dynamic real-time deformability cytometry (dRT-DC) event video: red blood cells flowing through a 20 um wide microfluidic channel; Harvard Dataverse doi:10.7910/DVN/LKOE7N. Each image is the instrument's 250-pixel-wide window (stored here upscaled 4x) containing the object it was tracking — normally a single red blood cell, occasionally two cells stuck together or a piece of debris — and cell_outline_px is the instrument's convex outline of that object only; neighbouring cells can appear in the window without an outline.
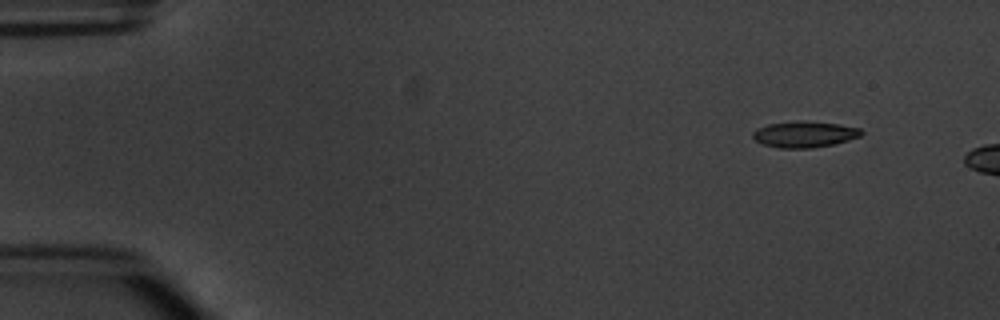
{"species": "common noctule bat (a hibernating species)", "species_latin": "Nyctalus noctula", "temperature_condition": "warm", "stored_images_in_passage": 2, "camera_frame_rate_fps": 3000, "um_per_image_px": 0.085, "animal": {"sex": "male", "body_mass_g": 20.1, "forearm_length_mm": 53.5}, "frame": {"image": 1, "passage_image": 1, "time_ms": 0.0, "image_size_px": [1000, 320], "cell_outline_px": [[864, 132], [860, 136], [848, 140], [832, 144], [812, 148], [780, 148], [764, 144], [756, 140], [752, 136], [752, 132], [756, 128], [768, 124], [800, 120], [804, 120], [840, 124], [860, 128]], "centroid_in_image_um": [68.38, 11.4], "position_along_channel_um": 16.6, "area_um2": 16.59}}